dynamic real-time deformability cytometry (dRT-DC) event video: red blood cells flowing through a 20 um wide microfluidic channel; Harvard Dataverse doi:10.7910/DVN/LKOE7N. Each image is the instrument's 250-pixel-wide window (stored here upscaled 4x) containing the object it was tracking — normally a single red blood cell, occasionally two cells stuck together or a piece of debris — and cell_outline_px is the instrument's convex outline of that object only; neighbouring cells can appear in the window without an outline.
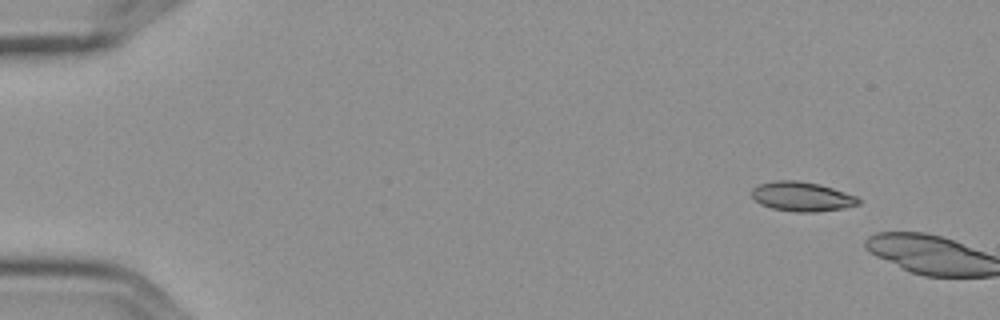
{"species": "Egyptian fruit bat (a non-hibernating species)", "species_latin": "Rousettus aegyptiacus", "temperature_condition": "cold", "stored_images_in_passage": 2, "camera_frame_rate_fps": 3000, "um_per_image_px": 0.085, "frame": {"image": 1, "passage_image": 1, "time_ms": 0.0, "image_size_px": [1000, 320], "cell_outline_px": [[860, 204], [844, 208], [816, 212], [796, 212], [772, 208], [760, 204], [752, 196], [752, 188], [760, 184], [776, 180], [796, 180], [820, 184], [856, 196], [860, 200]], "centroid_in_image_um": [68.17, 16.71], "position_along_channel_um": 16.8, "area_um2": 18.26}}